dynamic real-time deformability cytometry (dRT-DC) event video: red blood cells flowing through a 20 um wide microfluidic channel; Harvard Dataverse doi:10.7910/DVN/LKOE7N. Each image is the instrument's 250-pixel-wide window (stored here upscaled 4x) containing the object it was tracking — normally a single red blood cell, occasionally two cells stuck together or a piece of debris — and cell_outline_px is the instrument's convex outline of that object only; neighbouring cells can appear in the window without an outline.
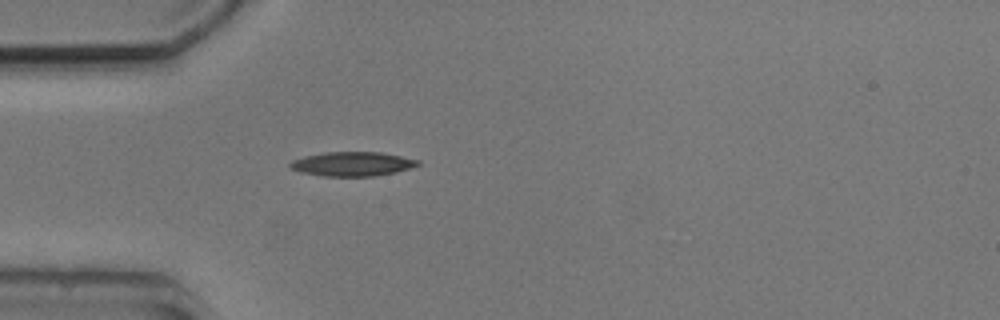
{"species": "common noctule bat (a hibernating species)", "species_latin": "Nyctalus noctula", "temperature_condition": "cold", "stored_images_in_passage": 1, "camera_frame_rate_fps": 3000, "um_per_image_px": 0.085, "animal": {"sex": "male", "body_mass_g": 20.5, "forearm_length_mm": 52.5}, "frame": {"image": 1, "passage_image": 1, "time_ms": 0.0, "image_size_px": [1000, 320], "cell_outline_px": [[420, 164], [412, 168], [396, 172], [376, 176], [324, 176], [300, 172], [292, 168], [288, 164], [292, 160], [304, 156], [324, 152], [380, 152], [420, 160]], "centroid_in_image_um": [29.96, 13.93], "position_along_channel_um": 55.0, "area_um2": 18.09}}